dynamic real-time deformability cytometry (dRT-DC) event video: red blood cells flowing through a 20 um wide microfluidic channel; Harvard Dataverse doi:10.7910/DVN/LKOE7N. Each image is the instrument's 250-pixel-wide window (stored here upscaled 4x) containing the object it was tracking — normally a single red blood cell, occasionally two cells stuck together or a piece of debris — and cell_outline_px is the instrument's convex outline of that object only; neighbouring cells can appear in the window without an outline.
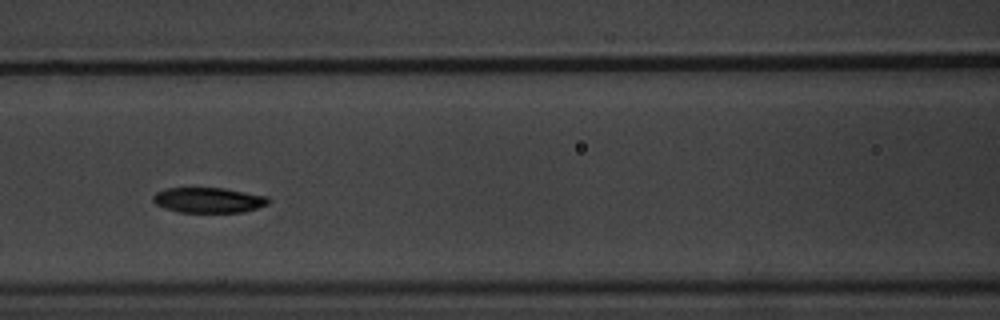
{"species": "common noctule bat (a hibernating species)", "species_latin": "Nyctalus noctula", "temperature_condition": "warm", "stored_images_in_passage": 9, "camera_frame_rate_fps": 3000, "um_per_image_px": 0.085, "animal": {"sex": "male", "body_mass_g": 20.1, "forearm_length_mm": 53.5}, "frame": {"image": 1, "passage_image": 6, "time_ms": 6.0, "image_size_px": [1000, 320], "cell_outline_px": [[272, 200], [268, 204], [244, 212], [180, 212], [164, 208], [156, 204], [152, 200], [152, 196], [156, 192], [164, 188], [224, 188], [268, 196]], "centroid_in_image_um": [17.73, 17.0], "position_along_channel_um": 148.9, "area_um2": 17.11}}
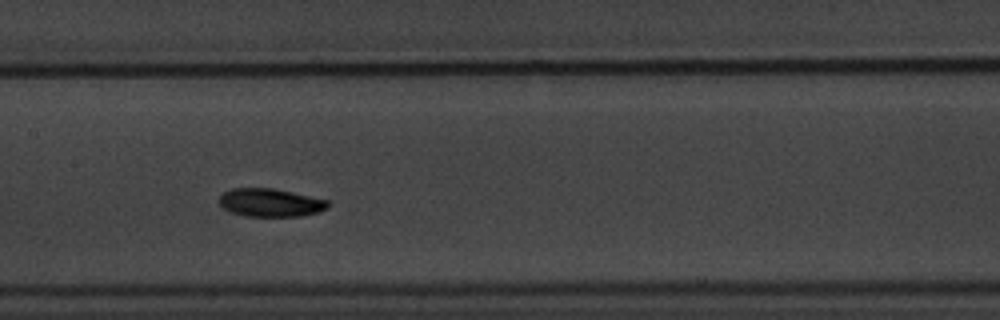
{"frame": {"image": 2, "passage_image": 7, "time_ms": 7.0, "image_size_px": [1000, 320], "cell_outline_px": [[328, 208], [320, 212], [300, 216], [244, 216], [228, 212], [216, 200], [224, 192], [232, 188], [272, 188], [292, 192], [328, 200]], "centroid_in_image_um": [22.95, 17.23], "position_along_channel_um": 184.5, "area_um2": 17.98}}
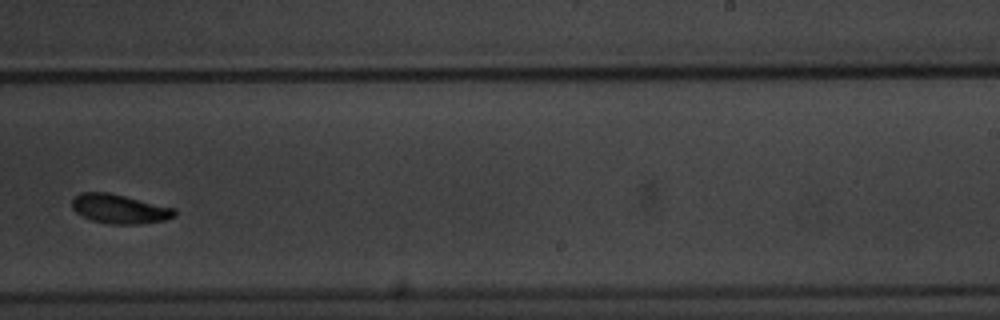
{"frame": {"image": 3, "passage_image": 9, "time_ms": 9.667, "image_size_px": [1000, 320], "cell_outline_px": [[176, 216], [164, 220], [136, 224], [108, 224], [92, 220], [76, 212], [72, 208], [72, 200], [80, 192], [108, 192], [176, 208]], "centroid_in_image_um": [10.17, 17.75], "position_along_channel_um": 278.8, "area_um2": 17.4}}